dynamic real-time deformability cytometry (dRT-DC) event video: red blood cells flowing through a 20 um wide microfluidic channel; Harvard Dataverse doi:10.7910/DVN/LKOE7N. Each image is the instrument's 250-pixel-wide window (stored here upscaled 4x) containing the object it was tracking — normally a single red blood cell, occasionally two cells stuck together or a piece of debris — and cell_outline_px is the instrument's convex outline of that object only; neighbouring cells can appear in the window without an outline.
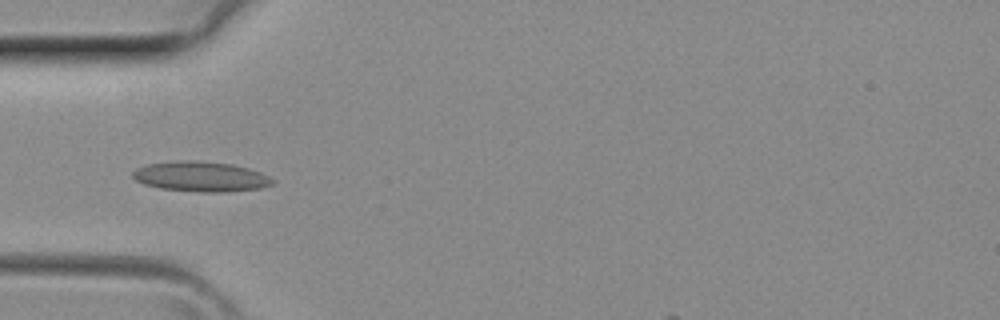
{"species": "common noctule bat (a hibernating species)", "species_latin": "Nyctalus noctula", "temperature_condition": "room temperature", "stored_images_in_passage": 39, "camera_frame_rate_fps": 3000, "um_per_image_px": 0.085, "animal": {"sex": "female", "body_mass_g": 29.2, "forearm_length_mm": 56.3}, "frame": {"image": 1, "passage_image": 11, "time_ms": 3.333, "image_size_px": [1000, 320], "cell_outline_px": [[276, 180], [272, 184], [260, 188], [224, 192], [200, 192], [160, 188], [144, 184], [136, 180], [132, 176], [132, 172], [136, 168], [148, 164], [180, 160], [196, 160], [232, 164], [248, 168], [260, 172]], "centroid_in_image_um": [17.07, 15.0], "position_along_channel_um": 67.9, "area_um2": 24.51}}
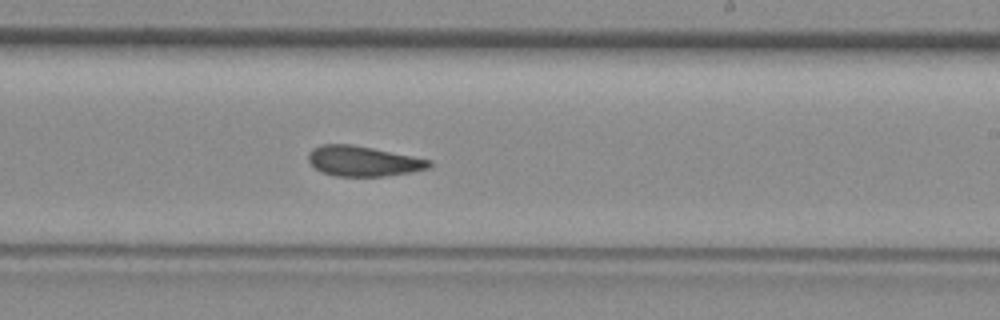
{"frame": {"image": 2, "passage_image": 22, "time_ms": 7.0, "image_size_px": [1000, 320], "cell_outline_px": [[432, 168], [384, 176], [336, 176], [320, 172], [308, 160], [308, 152], [312, 148], [320, 144], [352, 144], [432, 160]], "centroid_in_image_um": [30.85, 13.69], "position_along_channel_um": 258.2, "area_um2": 21.27}}
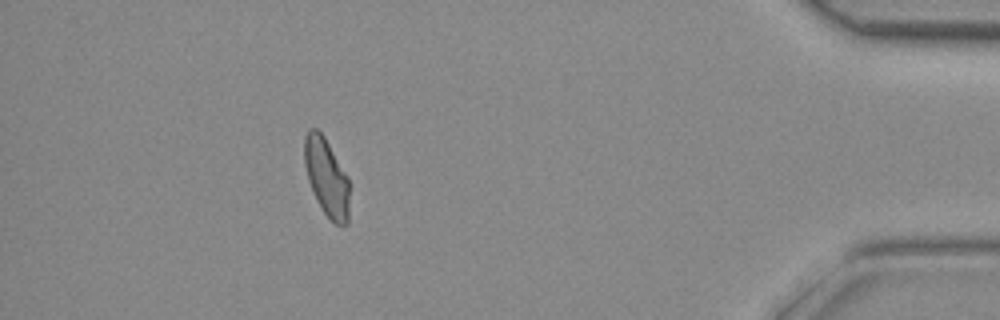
{"frame": {"image": 3, "passage_image": 34, "time_ms": 11.0, "image_size_px": [1000, 320], "cell_outline_px": [[348, 224], [336, 224], [324, 212], [316, 200], [308, 180], [304, 164], [304, 136], [308, 128], [316, 128], [324, 136], [348, 176]], "centroid_in_image_um": [27.73, 15.02], "position_along_channel_um": 407.5, "area_um2": 20.29}}